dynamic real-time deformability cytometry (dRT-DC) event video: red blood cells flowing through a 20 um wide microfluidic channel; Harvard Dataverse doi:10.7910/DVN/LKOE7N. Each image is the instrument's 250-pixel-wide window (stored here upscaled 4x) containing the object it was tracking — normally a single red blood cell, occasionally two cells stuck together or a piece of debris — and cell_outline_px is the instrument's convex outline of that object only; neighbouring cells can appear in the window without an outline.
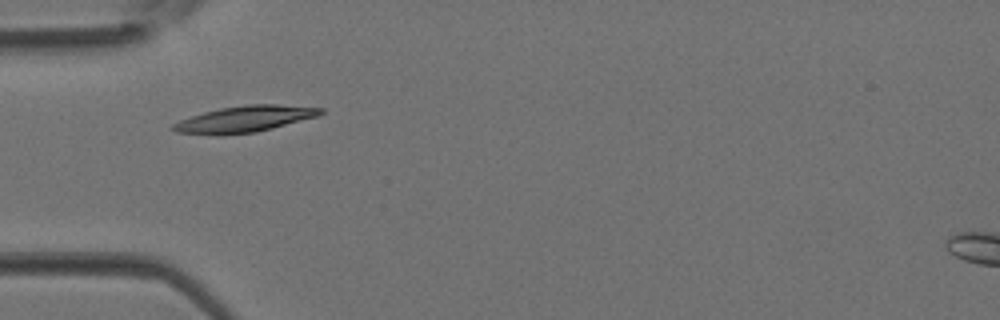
{"species": "Egyptian fruit bat (a non-hibernating species)", "species_latin": "Rousettus aegyptiacus", "temperature_condition": "room temperature", "stored_images_in_passage": 6, "camera_frame_rate_fps": 3000, "um_per_image_px": 0.085, "animal": {"sex": "female"}, "frame": {"image": 1, "passage_image": 5, "time_ms": 1.333, "image_size_px": [1000, 320], "cell_outline_px": [[324, 112], [316, 116], [272, 128], [256, 132], [224, 136], [216, 136], [176, 132], [168, 128], [172, 124], [180, 120], [204, 112], [220, 108], [248, 104], [280, 104], [324, 108]], "centroid_in_image_um": [20.73, 10.13], "position_along_channel_um": 64.3, "area_um2": 22.77}}
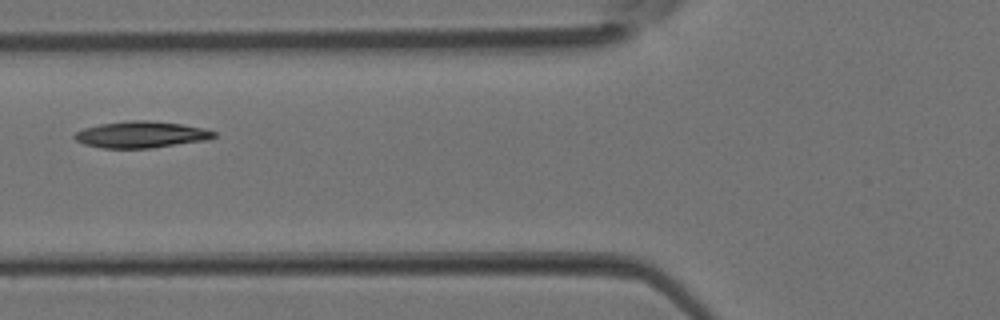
{"frame": {"image": 2, "passage_image": 6, "time_ms": 1.667, "image_size_px": [1000, 320], "cell_outline_px": [[216, 136], [208, 140], [152, 148], [100, 148], [84, 144], [76, 140], [72, 136], [76, 132], [84, 128], [100, 124], [132, 120], [148, 120], [180, 124], [204, 128], [216, 132]], "centroid_in_image_um": [12.0, 11.44], "position_along_channel_um": 113.8, "area_um2": 21.56}}